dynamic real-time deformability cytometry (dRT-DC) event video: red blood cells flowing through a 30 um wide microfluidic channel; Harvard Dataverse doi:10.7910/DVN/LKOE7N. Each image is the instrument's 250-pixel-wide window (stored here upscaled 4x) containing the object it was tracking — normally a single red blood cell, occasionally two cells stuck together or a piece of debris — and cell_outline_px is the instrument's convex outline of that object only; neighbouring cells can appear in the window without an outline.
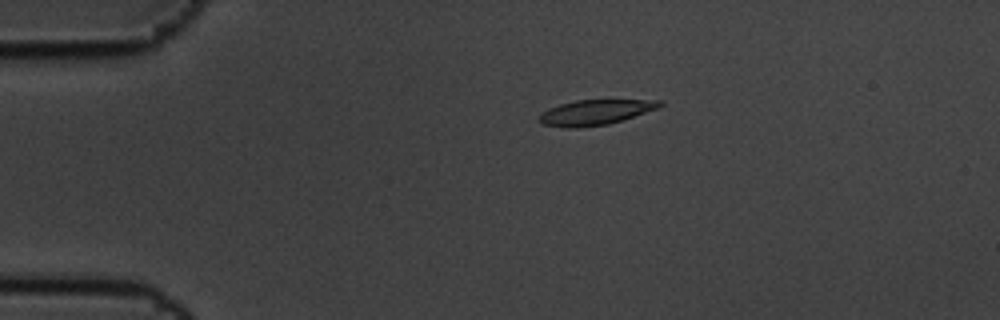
{"species": "common noctule bat (a hibernating species)", "species_latin": "Nyctalus noctula", "temperature_condition": "cold", "stored_images_in_passage": 2, "camera_frame_rate_fps": 3000, "um_per_image_px": 0.085, "animal": {"sex": "male", "body_mass_g": 19.5, "forearm_length_mm": 54.6}, "frame": {"image": 1, "passage_image": 1, "time_ms": 0.0, "image_size_px": [1000, 320], "cell_outline_px": [[664, 104], [656, 108], [608, 124], [576, 128], [564, 128], [540, 124], [536, 120], [540, 112], [548, 108], [560, 104], [576, 100], [660, 100]], "centroid_in_image_um": [50.46, 9.55], "position_along_channel_um": 34.5, "area_um2": 17.63}}